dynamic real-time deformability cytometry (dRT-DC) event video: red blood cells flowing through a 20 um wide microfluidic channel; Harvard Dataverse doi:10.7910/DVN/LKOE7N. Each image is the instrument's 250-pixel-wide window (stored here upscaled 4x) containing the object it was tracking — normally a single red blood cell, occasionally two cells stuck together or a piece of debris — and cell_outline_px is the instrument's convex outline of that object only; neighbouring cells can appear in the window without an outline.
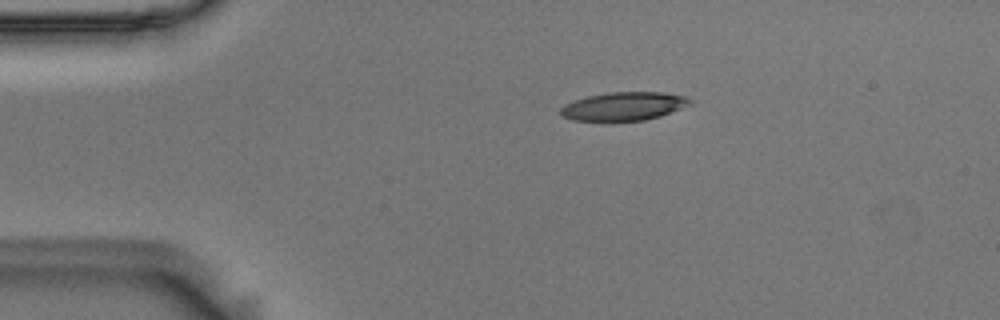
{"species": "Egyptian fruit bat (a non-hibernating species)", "species_latin": "Rousettus aegyptiacus", "temperature_condition": "room temperature", "stored_images_in_passage": 46, "camera_frame_rate_fps": 3000, "um_per_image_px": 0.085, "animal": {"sex": "male"}, "frame": {"image": 1, "passage_image": 1, "time_ms": 0.0, "image_size_px": [1000, 320], "cell_outline_px": [[692, 104], [660, 116], [644, 120], [612, 124], [572, 120], [564, 116], [560, 112], [560, 108], [564, 104], [588, 96], [608, 92], [664, 92], [688, 96], [692, 100]], "centroid_in_image_um": [53.01, 9.07], "position_along_channel_um": 32.0, "area_um2": 22.31}}
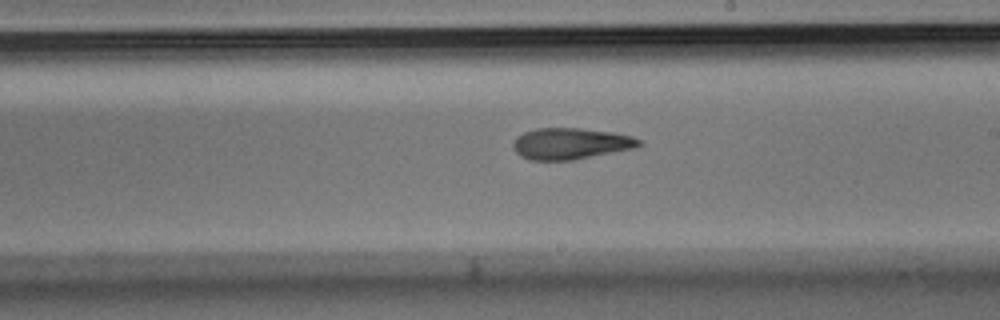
{"frame": {"image": 2, "passage_image": 22, "time_ms": 7.0, "image_size_px": [1000, 320], "cell_outline_px": [[644, 144], [636, 148], [572, 160], [528, 160], [520, 156], [512, 148], [512, 144], [516, 136], [524, 132], [536, 128], [580, 128], [612, 132], [632, 136], [640, 140]], "centroid_in_image_um": [48.49, 12.21], "position_along_channel_um": 240.5, "area_um2": 23.18}}
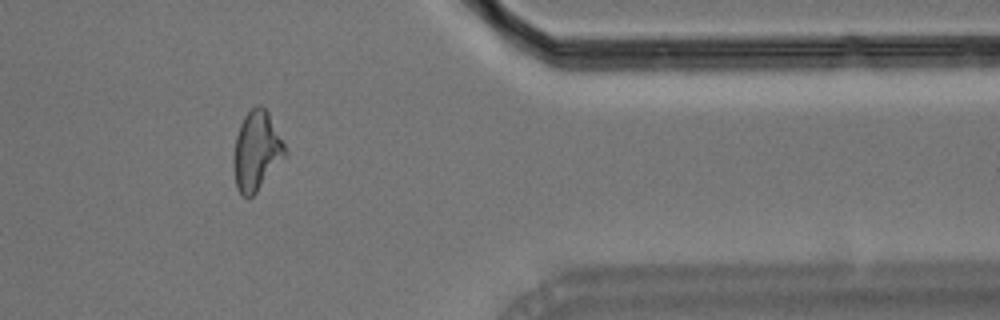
{"frame": {"image": 3, "passage_image": 36, "time_ms": 11.667, "image_size_px": [1000, 320], "cell_outline_px": [[288, 152], [256, 192], [248, 200], [236, 188], [232, 164], [232, 160], [236, 136], [240, 124], [244, 116], [256, 104], [260, 104], [268, 112]], "centroid_in_image_um": [21.77, 12.83], "position_along_channel_um": 389.6, "area_um2": 23.64}, "authors_computed_cell_mechanics": {"area_um2": 23.12, "velocity_mm_per_s": 3.6114, "shape_relaxation_time_tau1_ms": 7.4778, "shape_relaxation_time_tau2_ms": 3.8827, "deformation_change_tau1": 0.212, "deformation_change_tau2": 0.1376}}